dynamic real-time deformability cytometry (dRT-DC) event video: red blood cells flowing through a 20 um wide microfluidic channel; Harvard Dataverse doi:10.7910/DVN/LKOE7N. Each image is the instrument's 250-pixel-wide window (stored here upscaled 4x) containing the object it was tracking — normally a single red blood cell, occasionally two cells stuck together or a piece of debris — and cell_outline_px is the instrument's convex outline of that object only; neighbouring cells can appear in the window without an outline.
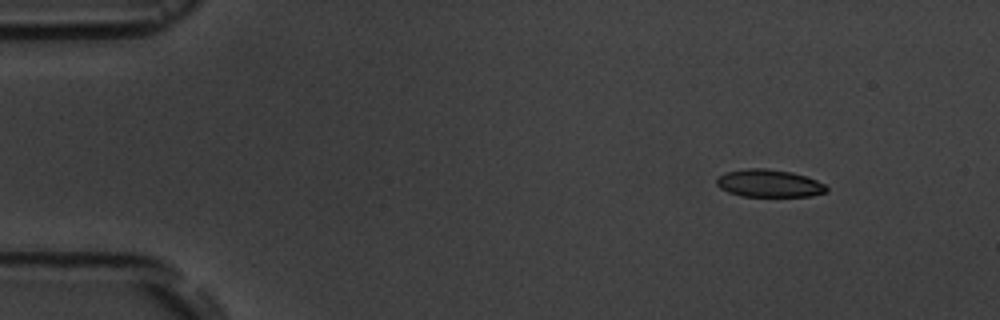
{"species": "common noctule bat (a hibernating species)", "species_latin": "Nyctalus noctula", "temperature_condition": "room temperature", "stored_images_in_passage": 5, "camera_frame_rate_fps": 3000, "um_per_image_px": 0.085, "animal": {"sex": "male", "body_mass_g": 19.5, "forearm_length_mm": 54.6}, "frame": {"image": 1, "passage_image": 1, "time_ms": 0.0, "image_size_px": [1000, 320], "cell_outline_px": [[828, 192], [812, 196], [744, 196], [728, 192], [720, 188], [716, 184], [716, 180], [724, 172], [748, 168], [768, 168], [792, 172], [816, 180], [824, 184], [828, 188]], "centroid_in_image_um": [65.38, 15.58], "position_along_channel_um": 19.6, "area_um2": 17.69}}
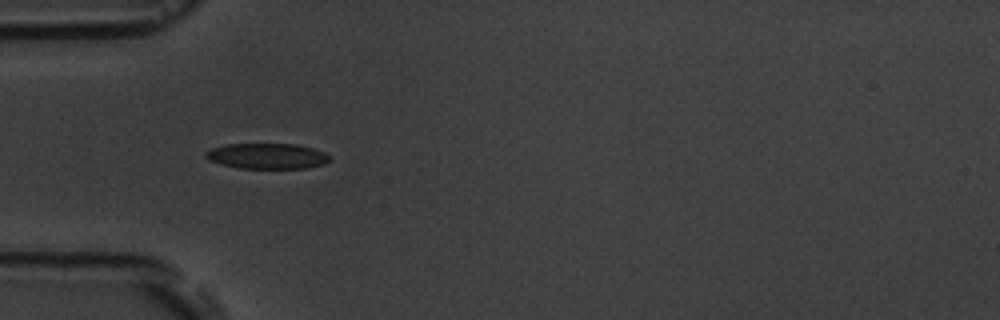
{"frame": {"image": 2, "passage_image": 4, "time_ms": 3.667, "image_size_px": [1000, 320], "cell_outline_px": [[332, 160], [324, 164], [304, 168], [240, 168], [208, 160], [204, 156], [204, 152], [212, 148], [224, 144], [296, 144], [312, 148], [324, 152], [332, 156]], "centroid_in_image_um": [22.73, 13.26], "position_along_channel_um": 62.3, "area_um2": 18.5}}
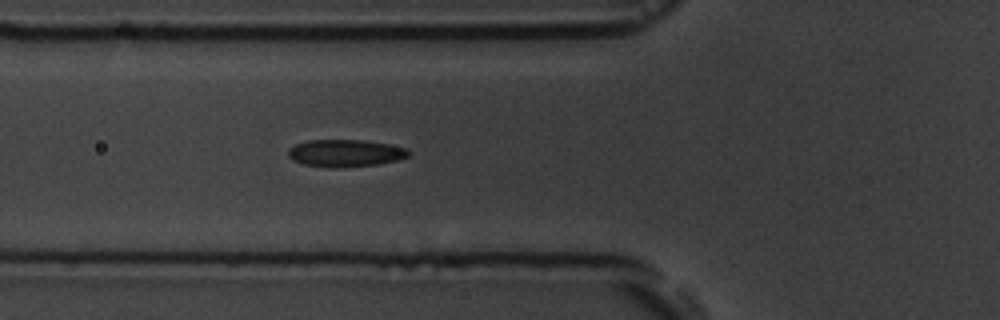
{"frame": {"image": 3, "passage_image": 5, "time_ms": 4.667, "image_size_px": [1000, 320], "cell_outline_px": [[412, 152], [408, 156], [396, 160], [380, 164], [336, 168], [332, 168], [304, 164], [292, 160], [288, 156], [288, 148], [296, 144], [308, 140], [360, 140], [388, 144], [408, 148]], "centroid_in_image_um": [29.35, 13.02], "position_along_channel_um": 96.4, "area_um2": 19.19}}